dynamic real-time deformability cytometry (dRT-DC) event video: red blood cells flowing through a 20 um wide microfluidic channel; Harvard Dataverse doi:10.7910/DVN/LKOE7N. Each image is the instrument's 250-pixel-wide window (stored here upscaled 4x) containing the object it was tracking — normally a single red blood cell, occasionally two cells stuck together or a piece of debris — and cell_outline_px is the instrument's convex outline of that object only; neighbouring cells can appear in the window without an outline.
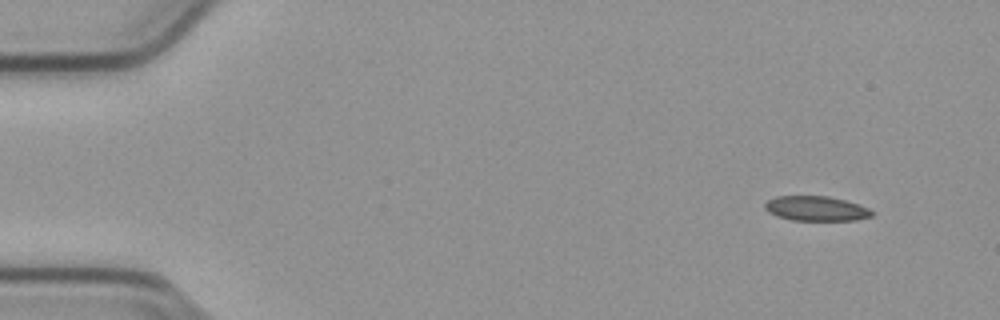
{"species": "common noctule bat (a hibernating species)", "species_latin": "Nyctalus noctula", "temperature_condition": "cold", "stored_images_in_passage": 14, "camera_frame_rate_fps": 3000, "um_per_image_px": 0.085, "animal": {"sex": "male", "body_mass_g": 23.1, "forearm_length_mm": 52.7}, "frame": {"image": 1, "passage_image": 1, "time_ms": 0.0, "image_size_px": [1000, 320], "cell_outline_px": [[872, 216], [856, 220], [792, 220], [776, 216], [768, 212], [764, 208], [764, 204], [768, 200], [776, 196], [828, 196], [844, 200], [868, 208], [872, 212]], "centroid_in_image_um": [69.32, 17.72], "position_along_channel_um": 15.7, "area_um2": 15.32}}
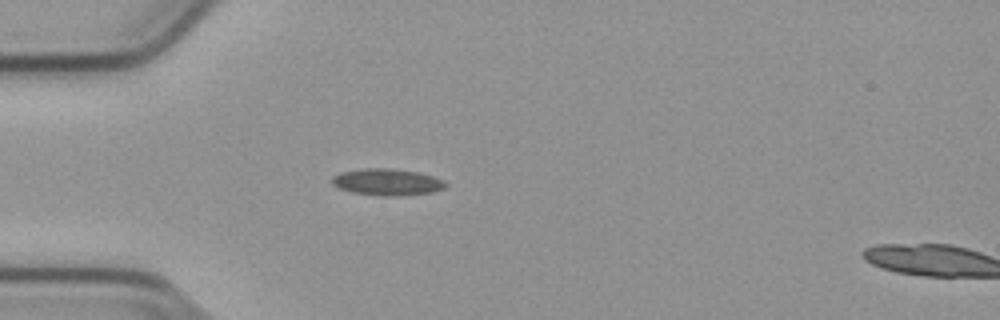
{"frame": {"image": 2, "passage_image": 12, "time_ms": 3.667, "image_size_px": [1000, 320], "cell_outline_px": [[448, 184], [444, 188], [432, 192], [400, 196], [384, 196], [352, 192], [340, 188], [332, 184], [332, 176], [340, 172], [364, 168], [392, 168], [416, 172], [432, 176], [444, 180]], "centroid_in_image_um": [32.91, 15.47], "position_along_channel_um": 52.1, "area_um2": 17.63}}